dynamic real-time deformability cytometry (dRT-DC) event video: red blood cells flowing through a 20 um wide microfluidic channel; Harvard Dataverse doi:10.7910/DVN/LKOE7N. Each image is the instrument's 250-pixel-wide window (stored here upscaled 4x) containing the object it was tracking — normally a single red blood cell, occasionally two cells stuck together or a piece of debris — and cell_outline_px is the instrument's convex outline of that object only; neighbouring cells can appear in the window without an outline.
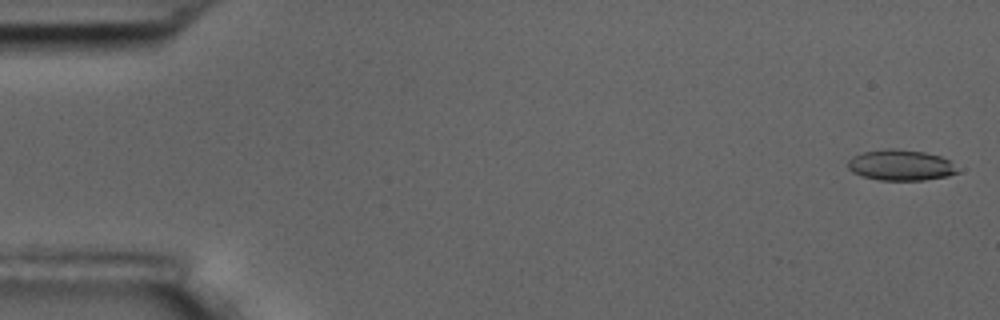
{"species": "common noctule bat (a hibernating species)", "species_latin": "Nyctalus noctula", "temperature_condition": "room temperature", "stored_images_in_passage": 7, "camera_frame_rate_fps": 3000, "um_per_image_px": 0.085, "animal": {"sex": "male", "body_mass_g": 17.5, "forearm_length_mm": 52.3}, "frame": {"image": 1, "passage_image": 1, "time_ms": 0.0, "image_size_px": [1000, 320], "cell_outline_px": [[960, 172], [948, 176], [924, 180], [880, 180], [860, 176], [852, 172], [848, 168], [848, 160], [852, 156], [864, 152], [888, 148], [892, 148], [924, 152], [940, 156], [948, 160]], "centroid_in_image_um": [76.53, 14.04], "position_along_channel_um": 8.5, "area_um2": 19.65}}
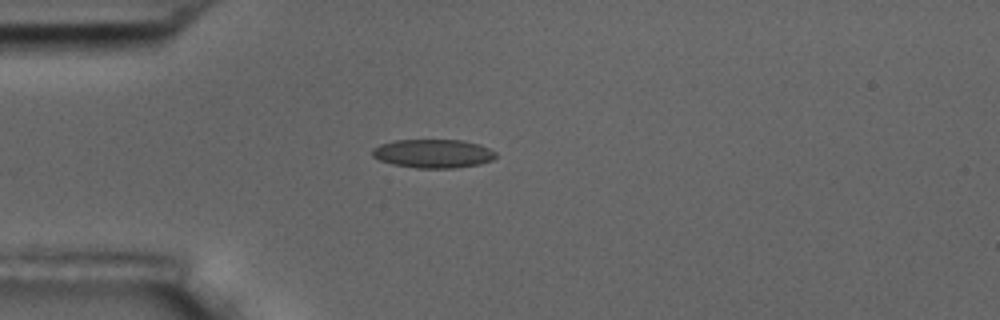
{"frame": {"image": 2, "passage_image": 5, "time_ms": 4.667, "image_size_px": [1000, 320], "cell_outline_px": [[496, 156], [492, 160], [480, 164], [452, 168], [416, 168], [392, 164], [380, 160], [372, 156], [372, 148], [380, 144], [396, 140], [464, 140], [480, 144], [496, 152]], "centroid_in_image_um": [36.82, 13.05], "position_along_channel_um": 48.2, "area_um2": 20.69}}